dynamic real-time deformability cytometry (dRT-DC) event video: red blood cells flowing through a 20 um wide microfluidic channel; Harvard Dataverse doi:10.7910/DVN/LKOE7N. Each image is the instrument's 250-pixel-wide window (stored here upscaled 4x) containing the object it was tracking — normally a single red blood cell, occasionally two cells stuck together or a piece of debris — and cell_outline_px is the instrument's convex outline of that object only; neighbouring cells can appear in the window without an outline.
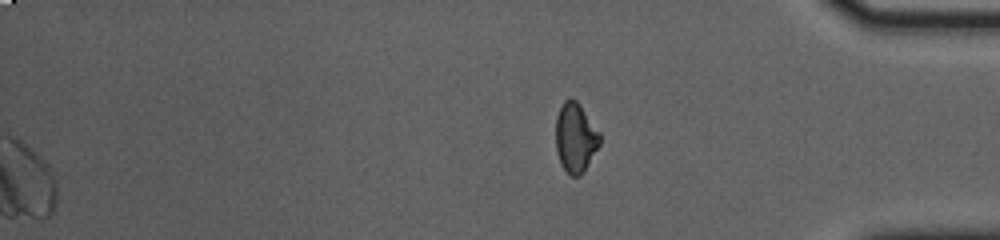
{"species": "common noctule bat (a hibernating species)", "species_latin": "Nyctalus noctula", "temperature_condition": "cold", "stored_images_in_passage": 46, "camera_frame_rate_fps": 3000, "um_per_image_px": 0.085, "animal": {"sex": "female", "body_mass_g": 23.0, "forearm_length_mm": 53.4}, "frame": {"image": 1, "passage_image": 46, "time_ms": 15.0, "image_size_px": [1000, 240], "cell_outline_px": [[600, 144], [584, 172], [580, 176], [572, 176], [560, 164], [556, 152], [556, 116], [564, 100], [572, 96], [580, 104], [600, 132]], "centroid_in_image_um": [48.91, 11.68], "position_along_channel_um": 386.3, "area_um2": 18.03}}